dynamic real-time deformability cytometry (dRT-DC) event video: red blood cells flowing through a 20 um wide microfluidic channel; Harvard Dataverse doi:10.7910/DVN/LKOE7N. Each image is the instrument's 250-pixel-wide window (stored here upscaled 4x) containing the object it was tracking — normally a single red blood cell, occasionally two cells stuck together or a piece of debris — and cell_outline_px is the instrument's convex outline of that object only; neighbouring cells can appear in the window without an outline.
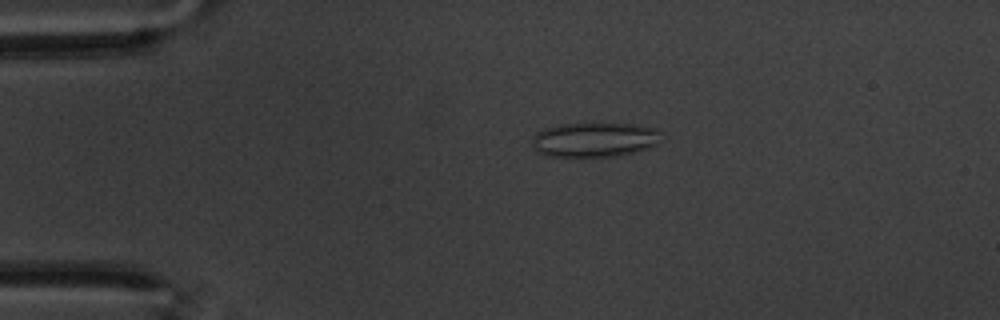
{"species": "common noctule bat (a hibernating species)", "species_latin": "Nyctalus noctula", "temperature_condition": "warm", "stored_images_in_passage": 59, "camera_frame_rate_fps": 3000, "um_per_image_px": 0.085, "animal": {"sex": "male", "body_mass_g": 20.1, "forearm_length_mm": 53.5}, "frame": {"image": 1, "passage_image": 13, "time_ms": 4.0, "image_size_px": [1000, 320], "cell_outline_px": [[656, 144], [648, 148], [636, 152], [612, 156], [580, 160], [544, 156], [532, 148], [532, 144], [536, 132], [544, 128], [560, 124], [636, 124], [656, 128]], "centroid_in_image_um": [50.4, 11.93], "position_along_channel_um": 34.6, "area_um2": 26.59}}
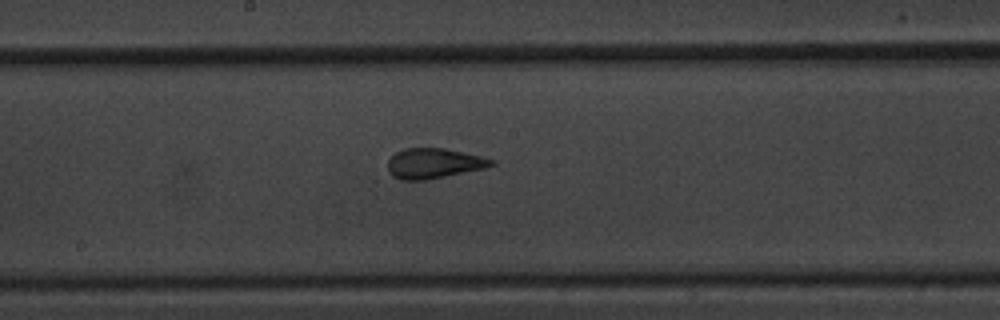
{"frame": {"image": 2, "passage_image": 32, "time_ms": 10.333, "image_size_px": [1000, 320], "cell_outline_px": [[496, 164], [484, 168], [424, 180], [400, 180], [392, 176], [388, 172], [388, 160], [396, 152], [404, 148], [444, 148], [484, 156], [496, 160]], "centroid_in_image_um": [36.88, 13.87], "position_along_channel_um": 211.3, "area_um2": 18.26}}
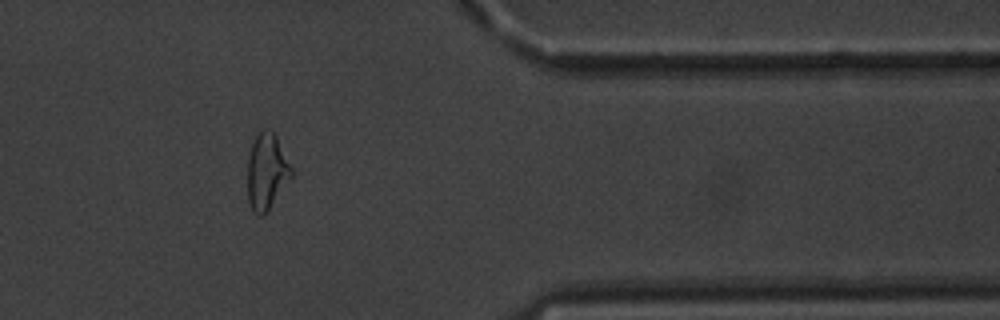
{"frame": {"image": 3, "passage_image": 49, "time_ms": 16.0, "image_size_px": [1000, 320], "cell_outline_px": [[292, 176], [268, 212], [264, 216], [260, 216], [252, 212], [248, 200], [248, 156], [252, 144], [256, 136], [264, 128], [268, 128], [276, 136], [292, 168]], "centroid_in_image_um": [22.66, 14.63], "position_along_channel_um": 388.7, "area_um2": 19.48}, "authors_computed_cell_mechanics": {"area_um2": 19.4786, "velocity_mm_per_s": 3.4366, "shape_relaxation_time_tau1_ms": 10.397, "shape_relaxation_time_tau2_ms": 0.0043, "deformation_change_tau1": 0.2133, "deformation_change_tau2": 0.076}}